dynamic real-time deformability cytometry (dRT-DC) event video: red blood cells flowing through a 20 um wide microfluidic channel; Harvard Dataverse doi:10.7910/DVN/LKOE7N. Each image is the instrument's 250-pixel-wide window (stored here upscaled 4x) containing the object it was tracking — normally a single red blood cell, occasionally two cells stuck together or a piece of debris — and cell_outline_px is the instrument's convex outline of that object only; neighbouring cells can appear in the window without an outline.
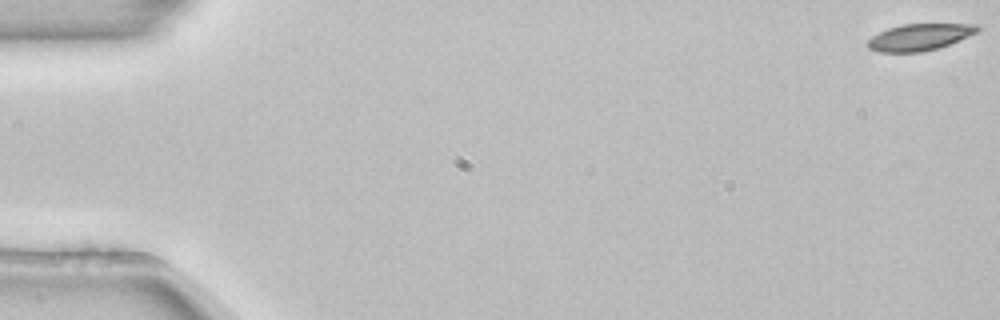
{"species": "common noctule bat (a hibernating species)", "species_latin": "Nyctalus noctula", "temperature_condition": "room temperature", "stored_images_in_passage": 54, "camera_frame_rate_fps": 3000, "um_per_image_px": 0.085, "animal": {"sex": "female", "body_mass_g": 22.7, "forearm_length_mm": 54.2}, "frame": {"image": 1, "passage_image": 1, "time_ms": 0.0, "image_size_px": [1000, 320], "cell_outline_px": [[980, 28], [976, 32], [968, 36], [948, 44], [936, 48], [920, 52], [876, 52], [868, 48], [868, 40], [872, 36], [888, 28], [904, 24], [980, 24]], "centroid_in_image_um": [78.14, 3.15], "position_along_channel_um": 6.9, "area_um2": 16.82}}
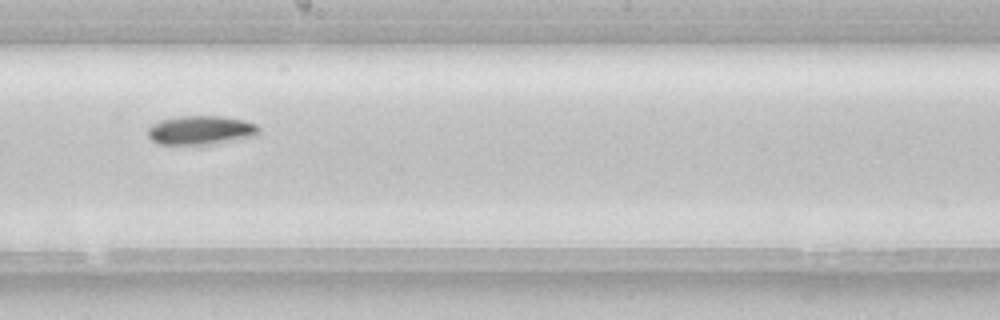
{"frame": {"image": 2, "passage_image": 31, "time_ms": 10.0, "image_size_px": [1000, 320], "cell_outline_px": [[260, 132], [256, 136], [220, 144], [160, 144], [152, 140], [148, 136], [148, 128], [152, 124], [160, 120], [180, 116], [220, 116], [244, 120], [256, 124], [260, 128]], "centroid_in_image_um": [17.12, 11.07], "position_along_channel_um": 231.1, "area_um2": 18.96}}
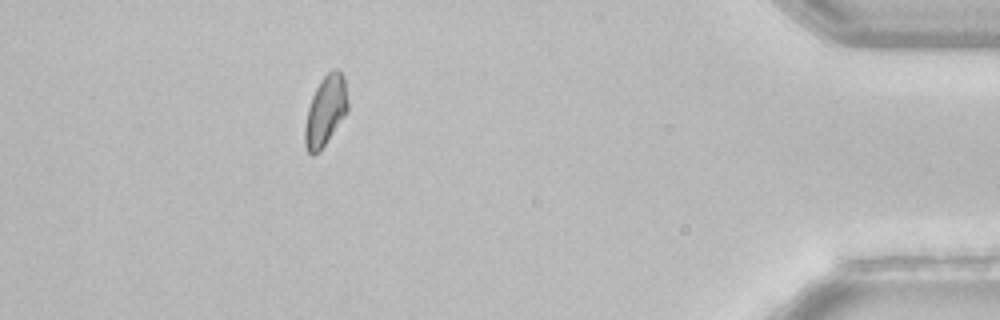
{"frame": {"image": 3, "passage_image": 49, "time_ms": 16.0, "image_size_px": [1000, 320], "cell_outline_px": [[348, 112], [320, 152], [312, 156], [308, 152], [304, 144], [304, 128], [308, 108], [312, 96], [320, 80], [332, 68], [336, 68], [344, 76], [348, 104]], "centroid_in_image_um": [27.66, 9.44], "position_along_channel_um": 407.5, "area_um2": 17.74}, "authors_computed_cell_mechanics": {"area_um2": 18.0914, "velocity_mm_per_s": 3.8403, "shape_relaxation_time_tau1_ms": 6.1133, "shape_relaxation_time_tau2_ms": null, "deformation_change_tau1": 0.1242, "deformation_change_tau2": null}}